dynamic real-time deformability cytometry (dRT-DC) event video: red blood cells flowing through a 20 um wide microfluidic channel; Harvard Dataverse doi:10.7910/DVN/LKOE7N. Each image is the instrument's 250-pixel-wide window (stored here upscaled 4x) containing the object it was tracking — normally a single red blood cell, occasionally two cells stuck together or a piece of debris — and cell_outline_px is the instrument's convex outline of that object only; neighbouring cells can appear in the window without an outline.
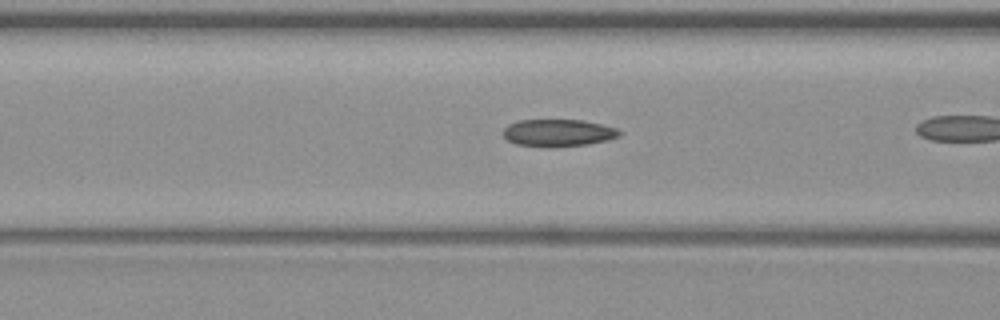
{"species": "common noctule bat (a hibernating species)", "species_latin": "Nyctalus noctula", "temperature_condition": "warm", "stored_images_in_passage": 16, "camera_frame_rate_fps": 3000, "um_per_image_px": 0.085, "animal": {"sex": "female", "body_mass_g": 19.3, "forearm_length_mm": 54.1}, "frame": {"image": 1, "passage_image": 12, "time_ms": 3.667, "image_size_px": [1000, 320], "cell_outline_px": [[620, 136], [608, 140], [588, 144], [552, 148], [516, 144], [508, 140], [504, 136], [504, 128], [508, 124], [520, 120], [584, 120], [616, 128], [620, 132]], "centroid_in_image_um": [47.44, 11.3], "position_along_channel_um": 119.2, "area_um2": 18.5}}